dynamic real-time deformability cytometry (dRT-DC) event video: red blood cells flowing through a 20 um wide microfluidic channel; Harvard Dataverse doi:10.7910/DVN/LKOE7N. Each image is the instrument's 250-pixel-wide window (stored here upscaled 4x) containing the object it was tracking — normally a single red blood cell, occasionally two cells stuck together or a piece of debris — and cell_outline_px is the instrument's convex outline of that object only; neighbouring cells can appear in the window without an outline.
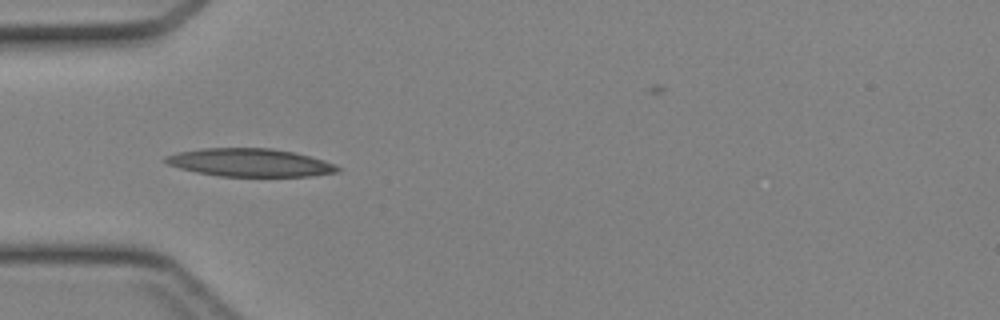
{"species": "Egyptian fruit bat (a non-hibernating species)", "species_latin": "Rousettus aegyptiacus", "temperature_condition": "cold", "stored_images_in_passage": 28, "camera_frame_rate_fps": 3000, "um_per_image_px": 0.085, "animal": {"sex": "female"}, "frame": {"image": 1, "passage_image": 2, "time_ms": 0.333, "image_size_px": [1000, 320], "cell_outline_px": [[340, 168], [336, 172], [308, 176], [220, 176], [196, 172], [180, 168], [168, 164], [164, 160], [164, 156], [176, 152], [200, 148], [272, 148], [296, 152], [324, 160], [336, 164]], "centroid_in_image_um": [21.23, 13.81], "position_along_channel_um": 63.8, "area_um2": 28.15}}
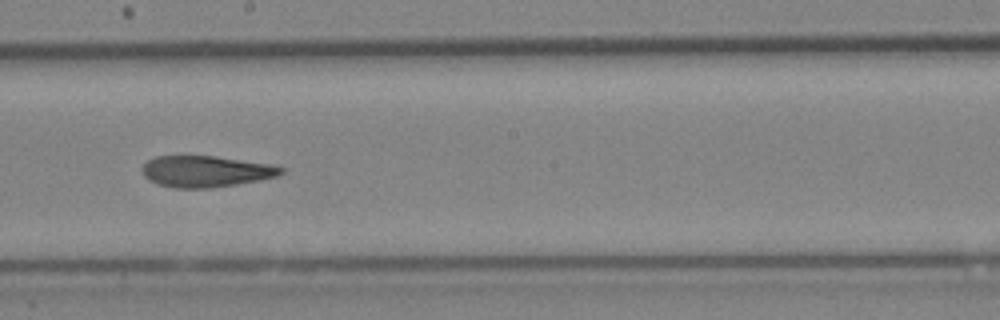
{"frame": {"image": 2, "passage_image": 13, "time_ms": 4.0, "image_size_px": [1000, 320], "cell_outline_px": [[284, 172], [276, 176], [260, 180], [236, 184], [208, 188], [176, 188], [160, 184], [148, 180], [144, 176], [144, 164], [148, 160], [156, 156], [212, 156], [272, 164], [284, 168]], "centroid_in_image_um": [17.52, 14.57], "position_along_channel_um": 230.7, "area_um2": 25.03}}
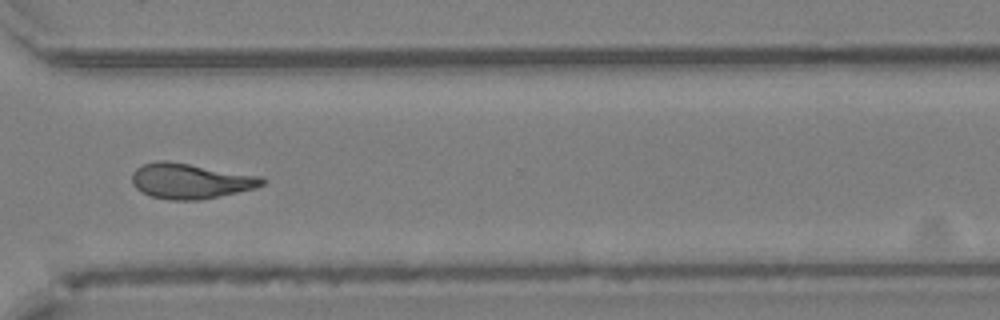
{"frame": {"image": 3, "passage_image": 21, "time_ms": 6.667, "image_size_px": [1000, 320], "cell_outline_px": [[268, 180], [264, 184], [256, 188], [220, 196], [200, 200], [168, 200], [152, 196], [136, 188], [132, 184], [132, 172], [136, 168], [144, 164], [156, 160], [168, 160], [264, 176]], "centroid_in_image_um": [16.23, 15.37], "position_along_channel_um": 354.4, "area_um2": 27.17}}